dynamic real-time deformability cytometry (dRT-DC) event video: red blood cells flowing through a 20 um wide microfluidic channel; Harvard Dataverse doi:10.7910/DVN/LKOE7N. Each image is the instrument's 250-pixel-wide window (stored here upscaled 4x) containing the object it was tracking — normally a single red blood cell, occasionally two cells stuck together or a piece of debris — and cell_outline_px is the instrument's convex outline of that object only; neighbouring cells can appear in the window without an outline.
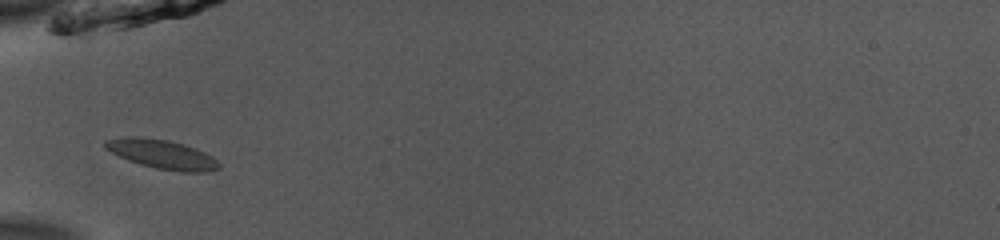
{"species": "common noctule bat (a hibernating species)", "species_latin": "Nyctalus noctula", "temperature_condition": "room temperature", "stored_images_in_passage": 34, "camera_frame_rate_fps": 3000, "um_per_image_px": 0.085, "animal": {"sex": "male", "body_mass_g": 13.0, "forearm_length_mm": 53.1}, "frame": {"image": 1, "passage_image": 1, "time_ms": 0.0, "image_size_px": [1000, 240], "cell_outline_px": [[220, 168], [208, 172], [180, 172], [156, 168], [140, 164], [120, 156], [104, 148], [104, 140], [124, 136], [140, 136], [168, 140], [184, 144], [196, 148], [212, 156], [220, 164]], "centroid_in_image_um": [13.78, 13.1], "position_along_channel_um": 71.2, "area_um2": 19.42}}
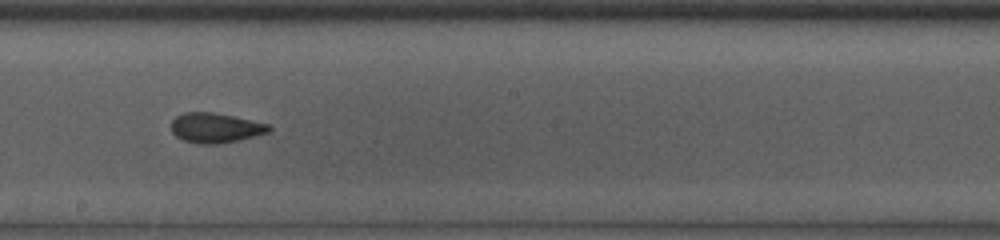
{"frame": {"image": 2, "passage_image": 13, "time_ms": 4.0, "image_size_px": [1000, 240], "cell_outline_px": [[272, 128], [268, 132], [240, 140], [220, 144], [200, 144], [184, 140], [176, 136], [172, 132], [172, 120], [176, 116], [184, 112], [212, 112], [272, 124]], "centroid_in_image_um": [18.34, 10.87], "position_along_channel_um": 229.9, "area_um2": 17.05}}
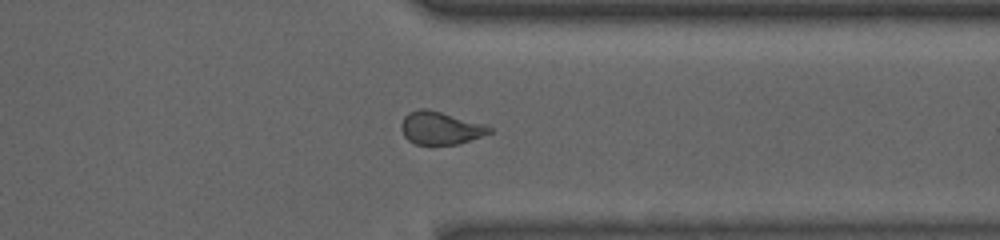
{"frame": {"image": 3, "passage_image": 24, "time_ms": 7.667, "image_size_px": [1000, 240], "cell_outline_px": [[492, 132], [456, 144], [416, 144], [408, 140], [404, 136], [400, 128], [400, 124], [404, 116], [408, 112], [420, 108], [424, 108], [440, 112], [484, 124], [492, 128]], "centroid_in_image_um": [37.37, 10.87], "position_along_channel_um": 374.0, "area_um2": 16.59}, "authors_computed_cell_mechanics": {"area_um2": 17.2244, "velocity_mm_per_s": 3.9587, "shape_relaxation_time_tau1_ms": 4.0023, "shape_relaxation_time_tau2_ms": 1.8278, "deformation_change_tau1": 0.16, "deformation_change_tau2": 0.0538}}